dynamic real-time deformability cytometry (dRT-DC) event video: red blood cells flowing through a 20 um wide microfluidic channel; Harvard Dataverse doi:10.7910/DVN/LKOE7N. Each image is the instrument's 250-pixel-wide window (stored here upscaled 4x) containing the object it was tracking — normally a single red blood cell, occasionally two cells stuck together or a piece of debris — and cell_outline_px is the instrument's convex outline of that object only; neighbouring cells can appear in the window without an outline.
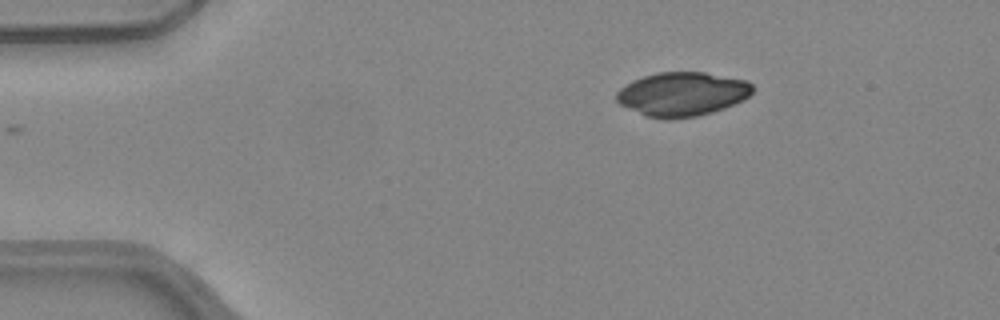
{"species": "common noctule bat (a hibernating species)", "species_latin": "Nyctalus noctula", "temperature_condition": "warm", "stored_images_in_passage": 36, "camera_frame_rate_fps": 3000, "um_per_image_px": 0.085, "animal": {"sex": "female", "body_mass_g": 24.6, "forearm_length_mm": 56.2}, "frame": {"image": 1, "passage_image": 1, "time_ms": 0.0, "image_size_px": [1000, 320], "cell_outline_px": [[752, 92], [744, 100], [724, 108], [712, 112], [696, 116], [672, 120], [664, 120], [644, 116], [620, 104], [616, 100], [616, 92], [620, 88], [632, 80], [656, 72], [704, 72], [748, 80], [752, 84]], "centroid_in_image_um": [57.97, 8.0], "position_along_channel_um": 27.0, "area_um2": 35.2}}
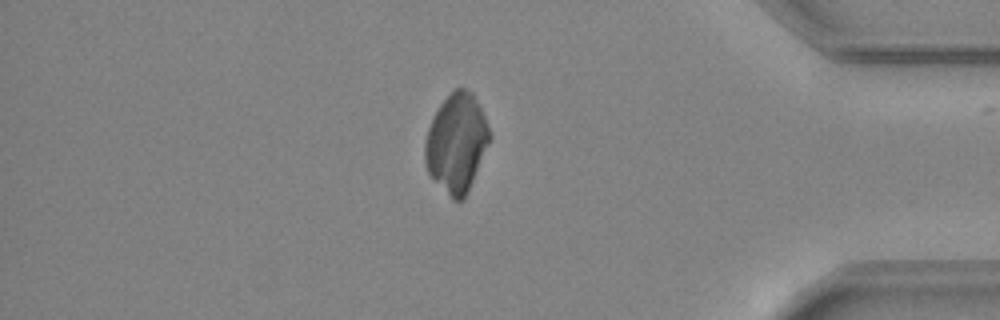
{"frame": {"image": 2, "passage_image": 36, "time_ms": 11.667, "image_size_px": [1000, 320], "cell_outline_px": [[492, 136], [468, 192], [460, 200], [452, 200], [428, 172], [424, 160], [424, 144], [428, 128], [440, 104], [456, 88], [464, 88], [472, 92], [488, 124]], "centroid_in_image_um": [38.81, 12.15], "position_along_channel_um": 396.4, "area_um2": 36.76}}